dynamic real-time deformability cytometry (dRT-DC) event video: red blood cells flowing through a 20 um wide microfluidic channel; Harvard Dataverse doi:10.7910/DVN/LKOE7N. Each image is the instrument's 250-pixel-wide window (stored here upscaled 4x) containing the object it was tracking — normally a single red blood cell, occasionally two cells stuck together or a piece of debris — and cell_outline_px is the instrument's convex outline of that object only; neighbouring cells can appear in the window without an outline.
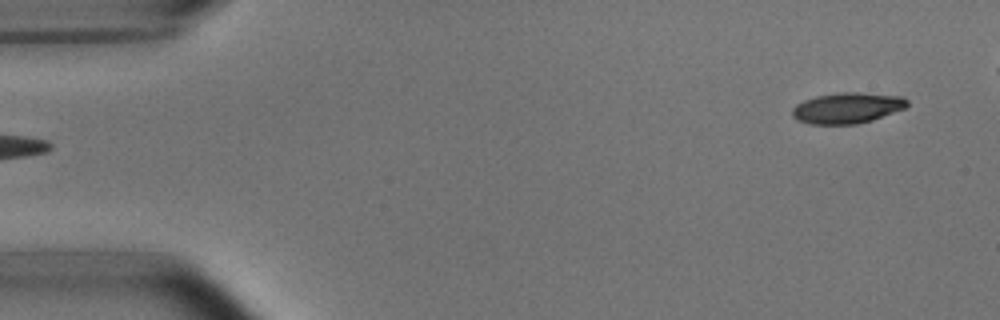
{"species": "common noctule bat (a hibernating species)", "species_latin": "Nyctalus noctula", "temperature_condition": "room temperature", "stored_images_in_passage": 6, "camera_frame_rate_fps": 3000, "um_per_image_px": 0.085, "animal": {"sex": "male", "body_mass_g": 15.6}, "frame": {"image": 1, "passage_image": 1, "time_ms": 0.0, "image_size_px": [1000, 320], "cell_outline_px": [[908, 104], [904, 108], [872, 120], [856, 124], [808, 124], [796, 120], [792, 116], [792, 108], [796, 104], [804, 100], [816, 96], [840, 92], [856, 92], [904, 96], [908, 100]], "centroid_in_image_um": [71.99, 9.17], "position_along_channel_um": 13.0, "area_um2": 20.69}}